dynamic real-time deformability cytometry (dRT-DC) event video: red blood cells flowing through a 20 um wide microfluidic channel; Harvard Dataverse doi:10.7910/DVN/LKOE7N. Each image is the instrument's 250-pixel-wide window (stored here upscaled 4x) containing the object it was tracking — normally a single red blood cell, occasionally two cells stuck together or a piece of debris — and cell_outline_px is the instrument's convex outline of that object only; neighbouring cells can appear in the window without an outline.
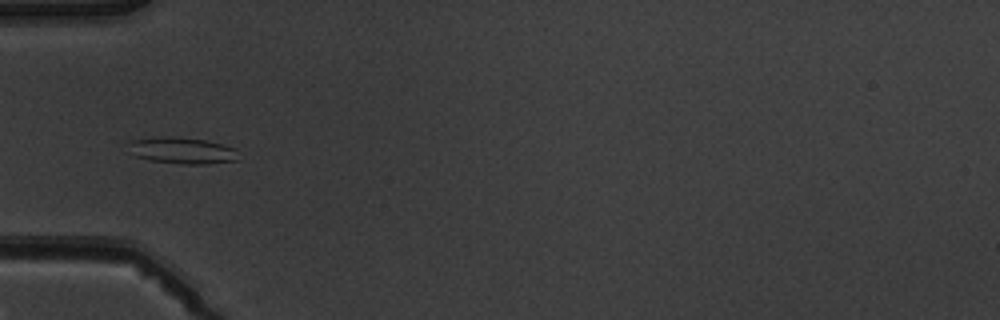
{"species": "common noctule bat (a hibernating species)", "species_latin": "Nyctalus noctula", "temperature_condition": "warm", "stored_images_in_passage": 5, "camera_frame_rate_fps": 3000, "um_per_image_px": 0.085, "animal": {"sex": "male", "body_mass_g": 19.5, "forearm_length_mm": 54.6}, "frame": {"image": 1, "passage_image": 5, "time_ms": 5.333, "image_size_px": [1000, 320], "cell_outline_px": [[240, 160], [208, 164], [184, 164], [152, 160], [136, 156], [128, 152], [128, 144], [132, 140], [172, 136], [204, 140], [236, 148]], "centroid_in_image_um": [15.52, 12.81], "position_along_channel_um": 69.5, "area_um2": 16.88}}